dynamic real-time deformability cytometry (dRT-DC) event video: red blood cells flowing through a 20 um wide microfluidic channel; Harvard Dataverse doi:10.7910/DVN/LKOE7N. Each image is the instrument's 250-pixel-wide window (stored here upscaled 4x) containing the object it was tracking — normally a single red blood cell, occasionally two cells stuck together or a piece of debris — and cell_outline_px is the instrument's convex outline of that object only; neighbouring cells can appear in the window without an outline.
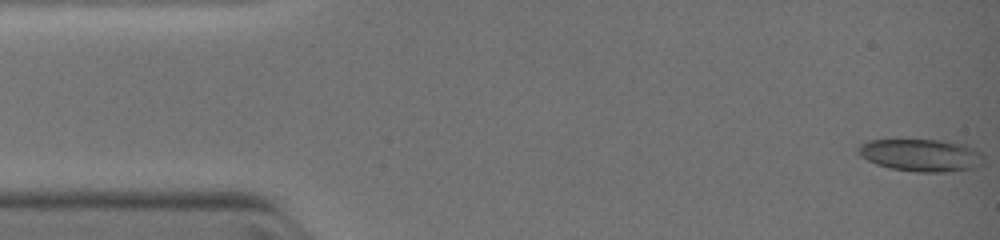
{"species": "common noctule bat (a hibernating species)", "species_latin": "Nyctalus noctula", "temperature_condition": "warm", "stored_images_in_passage": 17, "camera_frame_rate_fps": 3000, "um_per_image_px": 0.085, "animal": {"sex": "female", "body_mass_g": 19.0, "forearm_length_mm": 51.5}, "frame": {"image": 1, "passage_image": 1, "time_ms": 0.0, "image_size_px": [1000, 240], "cell_outline_px": [[984, 160], [976, 168], [952, 172], [916, 172], [892, 168], [876, 164], [860, 156], [856, 148], [860, 144], [868, 140], [940, 140], [964, 144], [976, 148], [984, 156]], "centroid_in_image_um": [78.32, 13.19], "position_along_channel_um": 6.7, "area_um2": 23.93}}
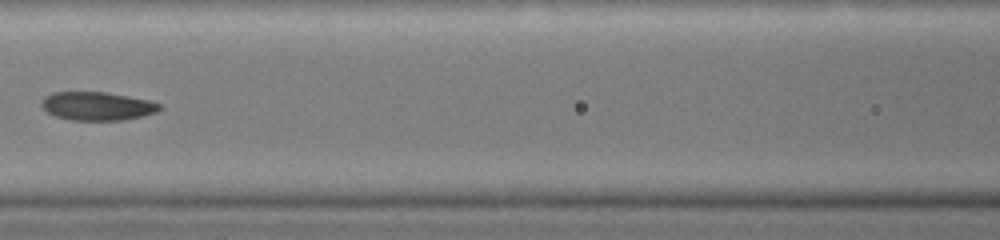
{"frame": {"image": 2, "passage_image": 11, "time_ms": 5.333, "image_size_px": [1000, 240], "cell_outline_px": [[160, 108], [156, 112], [124, 120], [72, 120], [56, 116], [48, 112], [40, 104], [40, 100], [44, 96], [52, 92], [104, 92], [128, 96], [148, 100], [160, 104]], "centroid_in_image_um": [8.21, 9.01], "position_along_channel_um": 158.4, "area_um2": 19.42}}
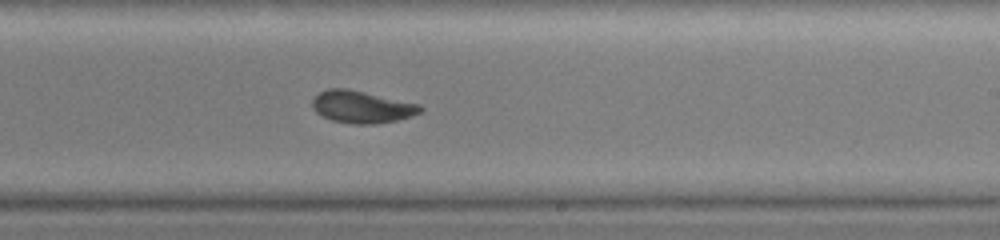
{"frame": {"image": 3, "passage_image": 17, "time_ms": 7.333, "image_size_px": [1000, 240], "cell_outline_px": [[424, 112], [412, 116], [396, 120], [376, 124], [352, 124], [332, 120], [316, 112], [312, 108], [312, 100], [320, 92], [328, 88], [348, 88], [420, 104], [424, 108]], "centroid_in_image_um": [30.79, 9.08], "position_along_channel_um": 258.2, "area_um2": 20.4}}